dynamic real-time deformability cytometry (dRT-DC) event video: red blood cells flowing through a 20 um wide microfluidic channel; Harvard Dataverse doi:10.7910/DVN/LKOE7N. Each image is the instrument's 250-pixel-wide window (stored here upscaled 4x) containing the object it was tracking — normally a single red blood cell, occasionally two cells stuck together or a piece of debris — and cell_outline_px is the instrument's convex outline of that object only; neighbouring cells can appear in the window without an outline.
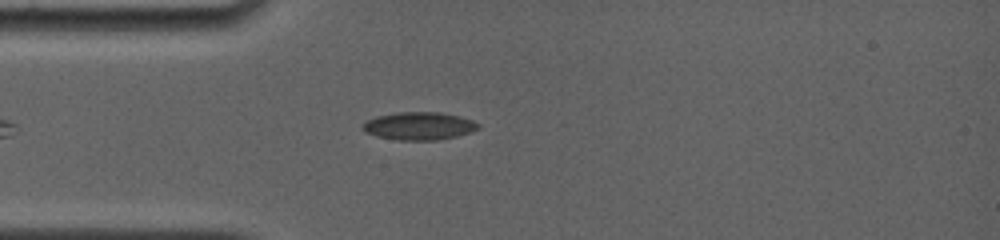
{"species": "common noctule bat (a hibernating species)", "species_latin": "Nyctalus noctula", "temperature_condition": "room temperature", "stored_images_in_passage": 28, "camera_frame_rate_fps": 4000, "um_per_image_px": 0.085, "animal": {"sex": "female", "body_mass_g": 19.0, "forearm_length_mm": 56.7}, "frame": {"image": 1, "passage_image": 3, "time_ms": 1.25, "image_size_px": [1000, 240], "cell_outline_px": [[480, 128], [472, 132], [456, 136], [436, 140], [396, 140], [376, 136], [364, 132], [360, 128], [360, 124], [376, 116], [396, 112], [440, 112], [460, 116], [472, 120], [480, 124]], "centroid_in_image_um": [35.59, 10.7], "position_along_channel_um": 49.4, "area_um2": 19.02}}
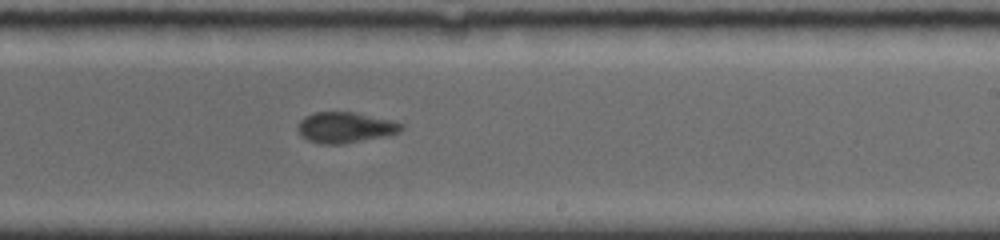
{"frame": {"image": 2, "passage_image": 14, "time_ms": 7.0, "image_size_px": [1000, 240], "cell_outline_px": [[404, 128], [400, 132], [384, 136], [344, 144], [320, 144], [308, 140], [300, 132], [300, 120], [304, 116], [316, 112], [352, 112], [392, 120], [404, 124]], "centroid_in_image_um": [29.39, 10.83], "position_along_channel_um": 259.6, "area_um2": 18.32}}
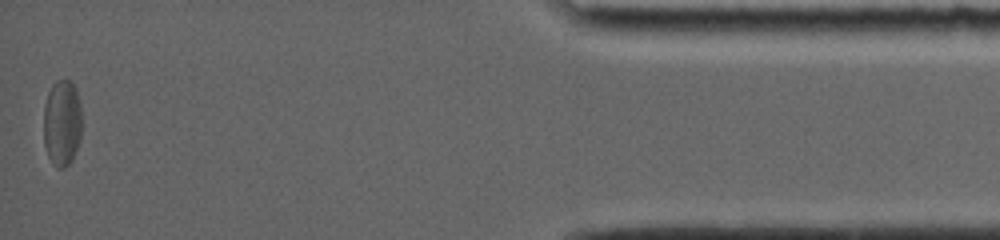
{"frame": {"image": 3, "passage_image": 28, "time_ms": 13.25, "image_size_px": [1000, 240], "cell_outline_px": [[80, 140], [72, 160], [64, 168], [56, 168], [52, 164], [48, 156], [44, 144], [44, 104], [48, 92], [52, 84], [56, 80], [72, 80], [76, 88], [80, 104]], "centroid_in_image_um": [5.26, 10.44], "position_along_channel_um": 429.9, "area_um2": 19.42}, "authors_computed_cell_mechanics": {"area_um2": 18.8717, "velocity_mm_per_s": 3.7738, "shape_relaxation_time_tau1_ms": null, "shape_relaxation_time_tau2_ms": 2.1159, "deformation_change_tau1": null, "deformation_change_tau2": 0.0579}}